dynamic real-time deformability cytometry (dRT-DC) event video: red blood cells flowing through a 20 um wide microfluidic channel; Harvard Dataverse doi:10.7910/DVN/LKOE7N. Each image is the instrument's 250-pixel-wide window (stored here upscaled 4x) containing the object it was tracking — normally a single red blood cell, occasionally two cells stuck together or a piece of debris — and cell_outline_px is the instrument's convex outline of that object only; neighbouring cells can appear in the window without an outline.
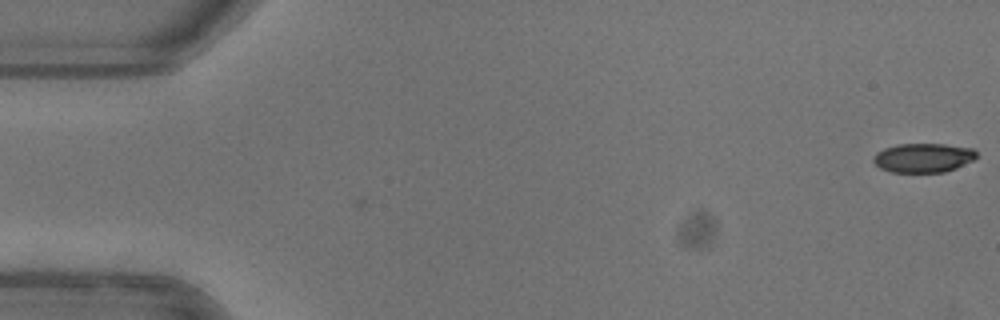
{"species": "common noctule bat (a hibernating species)", "species_latin": "Nyctalus noctula", "temperature_condition": "warm", "stored_images_in_passage": 52, "camera_frame_rate_fps": 3000, "um_per_image_px": 0.085, "animal": {"sex": "female"}, "frame": {"image": 1, "passage_image": 1, "time_ms": 0.0, "image_size_px": [1000, 320], "cell_outline_px": [[976, 156], [972, 160], [956, 168], [944, 172], [892, 172], [880, 168], [872, 160], [872, 156], [876, 152], [884, 148], [896, 144], [944, 144], [972, 148], [976, 152]], "centroid_in_image_um": [78.43, 13.41], "position_along_channel_um": 6.6, "area_um2": 17.51}}
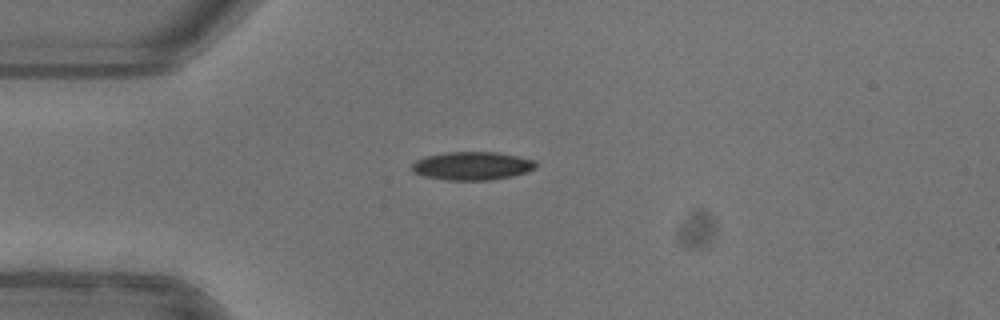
{"frame": {"image": 2, "passage_image": 14, "time_ms": 4.333, "image_size_px": [1000, 320], "cell_outline_px": [[536, 168], [528, 172], [512, 176], [492, 180], [448, 180], [424, 176], [412, 172], [412, 164], [416, 160], [424, 156], [444, 152], [496, 152], [516, 156], [532, 160], [536, 164]], "centroid_in_image_um": [40.1, 14.1], "position_along_channel_um": 44.9, "area_um2": 20.46}}
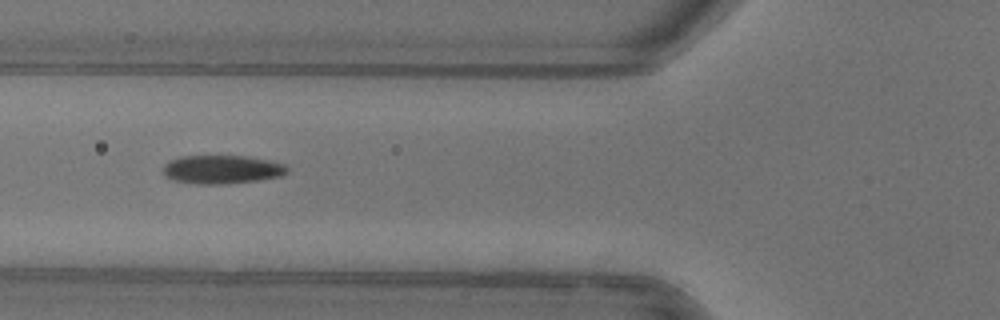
{"frame": {"image": 3, "passage_image": 20, "time_ms": 6.333, "image_size_px": [1000, 320], "cell_outline_px": [[288, 172], [280, 176], [260, 180], [224, 184], [200, 184], [172, 180], [164, 176], [164, 164], [168, 160], [180, 156], [244, 156], [268, 160], [284, 164], [288, 168]], "centroid_in_image_um": [18.84, 14.4], "position_along_channel_um": 107.0, "area_um2": 20.69}, "authors_computed_cell_mechanics": {"area_um2": 20.3456, "velocity_mm_per_s": 3.9996, "shape_relaxation_time_tau1_ms": 4.2105, "shape_relaxation_time_tau2_ms": 2.658, "deformation_change_tau1": 0.158, "deformation_change_tau2": 0.0716}}